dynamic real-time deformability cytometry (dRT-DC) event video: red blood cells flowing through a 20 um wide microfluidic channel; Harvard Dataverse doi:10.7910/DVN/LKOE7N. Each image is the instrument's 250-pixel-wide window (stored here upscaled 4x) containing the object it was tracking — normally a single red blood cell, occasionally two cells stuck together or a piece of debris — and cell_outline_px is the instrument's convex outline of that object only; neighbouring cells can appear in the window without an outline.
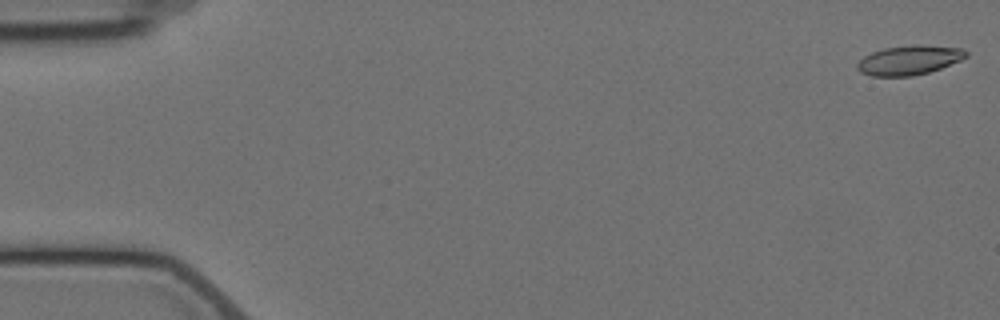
{"species": "Egyptian fruit bat (a non-hibernating species)", "species_latin": "Rousettus aegyptiacus", "temperature_condition": "cold", "stored_images_in_passage": 10, "camera_frame_rate_fps": 3000, "um_per_image_px": 0.085, "animal": {"sex": "female"}, "frame": {"image": 1, "passage_image": 1, "time_ms": 0.0, "image_size_px": [1000, 320], "cell_outline_px": [[968, 56], [960, 60], [940, 68], [928, 72], [912, 76], [872, 76], [860, 72], [856, 68], [856, 64], [864, 56], [872, 52], [884, 48], [912, 44], [920, 44], [964, 48], [968, 52]], "centroid_in_image_um": [77.28, 5.09], "position_along_channel_um": 7.7, "area_um2": 18.79}}
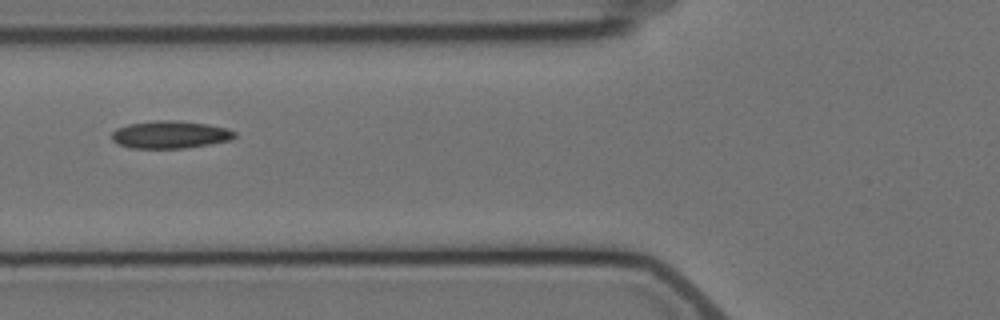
{"frame": {"image": 2, "passage_image": 7, "time_ms": 7.0, "image_size_px": [1000, 320], "cell_outline_px": [[236, 136], [232, 140], [184, 148], [132, 148], [116, 144], [112, 140], [112, 132], [116, 128], [128, 124], [156, 120], [176, 120], [208, 124], [224, 128], [236, 132]], "centroid_in_image_um": [14.43, 11.44], "position_along_channel_um": 111.4, "area_um2": 19.77}}
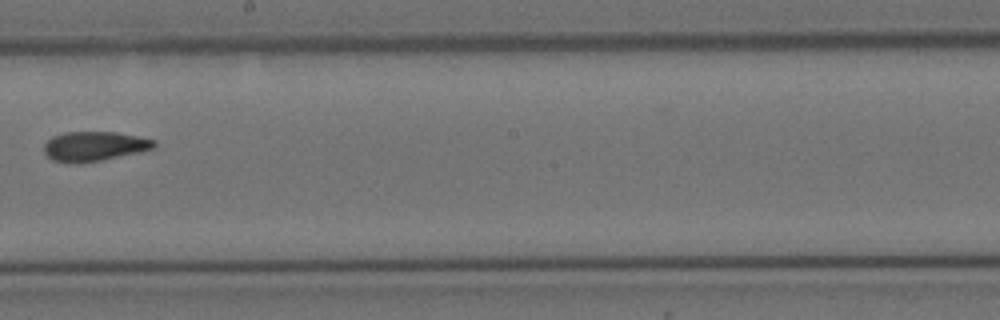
{"frame": {"image": 3, "passage_image": 10, "time_ms": 10.667, "image_size_px": [1000, 320], "cell_outline_px": [[156, 148], [140, 152], [80, 164], [72, 164], [52, 160], [44, 152], [44, 144], [52, 136], [64, 132], [116, 132], [156, 140]], "centroid_in_image_um": [8.01, 12.44], "position_along_channel_um": 240.2, "area_um2": 19.13}}